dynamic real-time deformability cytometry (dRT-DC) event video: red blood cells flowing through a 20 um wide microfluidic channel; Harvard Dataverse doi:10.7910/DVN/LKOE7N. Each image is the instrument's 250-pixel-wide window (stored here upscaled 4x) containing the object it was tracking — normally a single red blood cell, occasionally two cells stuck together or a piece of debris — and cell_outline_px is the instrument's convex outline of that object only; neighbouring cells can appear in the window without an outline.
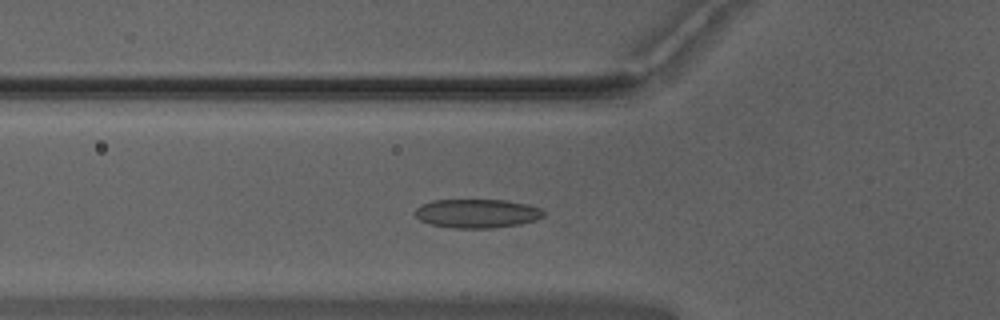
{"species": "Egyptian fruit bat (a non-hibernating species)", "species_latin": "Rousettus aegyptiacus", "temperature_condition": "warm", "stored_images_in_passage": 52, "camera_frame_rate_fps": 3000, "um_per_image_px": 0.085, "animal": {"sex": "male"}, "frame": {"image": 1, "passage_image": 17, "time_ms": 5.333, "image_size_px": [1000, 320], "cell_outline_px": [[544, 216], [536, 220], [520, 224], [492, 228], [452, 228], [432, 224], [420, 220], [416, 216], [416, 208], [420, 204], [432, 200], [504, 200], [524, 204], [540, 208], [544, 212]], "centroid_in_image_um": [40.53, 18.14], "position_along_channel_um": 85.3, "area_um2": 21.5}}
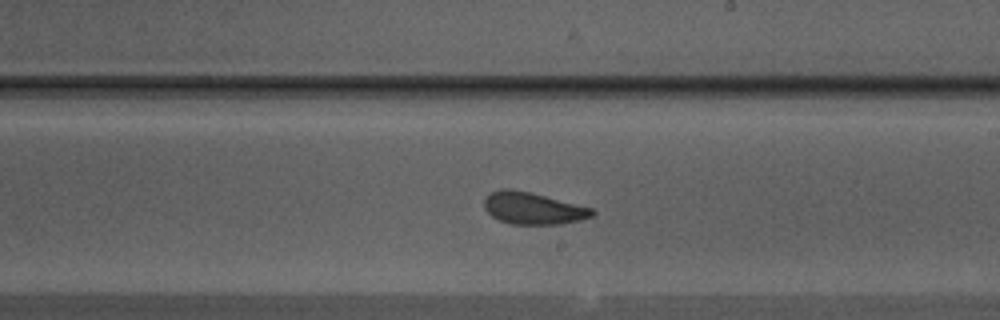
{"frame": {"image": 2, "passage_image": 29, "time_ms": 9.333, "image_size_px": [1000, 320], "cell_outline_px": [[596, 212], [592, 216], [580, 220], [560, 224], [512, 224], [500, 220], [492, 216], [484, 208], [484, 200], [488, 192], [500, 188], [512, 188], [592, 208]], "centroid_in_image_um": [45.26, 17.69], "position_along_channel_um": 243.7, "area_um2": 20.0}}
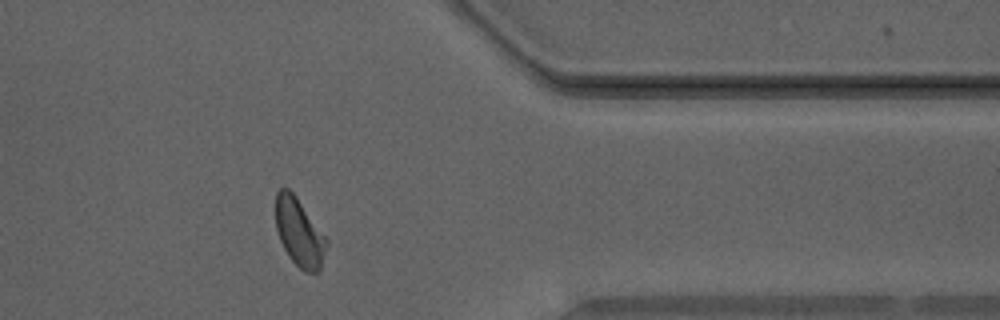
{"frame": {"image": 3, "passage_image": 41, "time_ms": 13.333, "image_size_px": [1000, 320], "cell_outline_px": [[328, 244], [320, 268], [316, 272], [304, 272], [288, 256], [280, 240], [276, 228], [276, 192], [280, 188], [288, 188], [296, 196], [328, 240]], "centroid_in_image_um": [25.43, 19.75], "position_along_channel_um": 386.0, "area_um2": 19.94}, "authors_computed_cell_mechanics": {"area_um2": 20.3167, "velocity_mm_per_s": 3.9525, "shape_relaxation_time_tau1_ms": 5.0846, "shape_relaxation_time_tau2_ms": 1.3127, "deformation_change_tau1": 0.1268, "deformation_change_tau2": 0.0655}}